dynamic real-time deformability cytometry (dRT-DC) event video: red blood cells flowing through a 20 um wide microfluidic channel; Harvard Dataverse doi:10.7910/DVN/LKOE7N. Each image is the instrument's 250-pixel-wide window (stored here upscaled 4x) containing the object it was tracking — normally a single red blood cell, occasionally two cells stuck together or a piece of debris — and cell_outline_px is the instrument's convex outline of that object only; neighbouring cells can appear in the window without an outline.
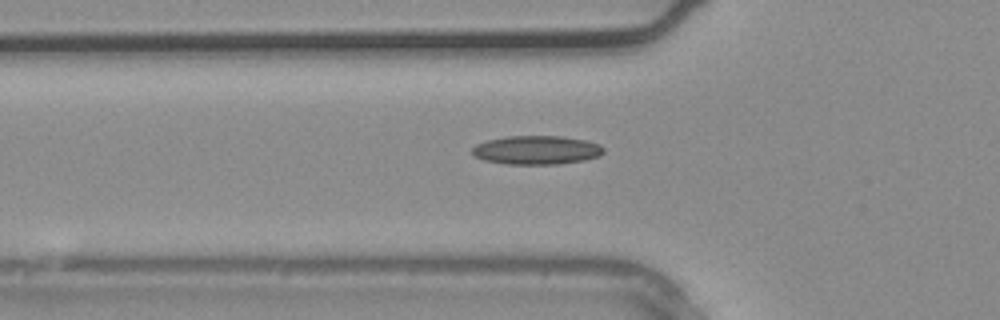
{"species": "common noctule bat (a hibernating species)", "species_latin": "Nyctalus noctula", "temperature_condition": "warm", "stored_images_in_passage": 25, "camera_frame_rate_fps": 3000, "um_per_image_px": 0.085, "animal": {"sex": "male", "body_mass_g": 20.4}, "frame": {"image": 1, "passage_image": 4, "time_ms": 1.0, "image_size_px": [1000, 320], "cell_outline_px": [[604, 152], [600, 156], [584, 160], [560, 164], [508, 164], [484, 160], [476, 156], [472, 152], [472, 148], [476, 144], [488, 140], [508, 136], [560, 136], [584, 140], [600, 144], [604, 148]], "centroid_in_image_um": [45.64, 12.75], "position_along_channel_um": 80.2, "area_um2": 21.96}}